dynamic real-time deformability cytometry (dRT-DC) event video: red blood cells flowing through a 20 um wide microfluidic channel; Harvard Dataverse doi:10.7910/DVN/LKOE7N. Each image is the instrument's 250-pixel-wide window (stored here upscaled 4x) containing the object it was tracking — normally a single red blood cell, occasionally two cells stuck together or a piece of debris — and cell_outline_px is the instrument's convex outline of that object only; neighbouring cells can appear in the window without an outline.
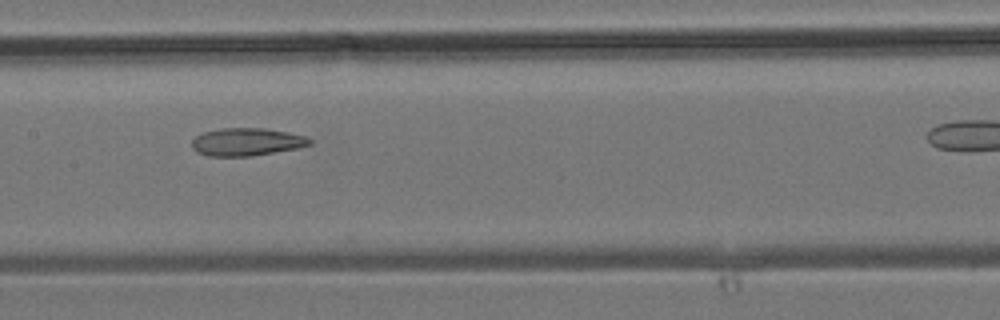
{"species": "common noctule bat (a hibernating species)", "species_latin": "Nyctalus noctula", "temperature_condition": "room temperature", "stored_images_in_passage": 7, "camera_frame_rate_fps": 3000, "um_per_image_px": 0.085, "animal": {"sex": "male", "body_mass_g": 19.2, "forearm_length_mm": 51.8}, "frame": {"image": 1, "passage_image": 6, "time_ms": 1.667, "image_size_px": [1000, 320], "cell_outline_px": [[312, 144], [296, 148], [252, 156], [208, 156], [196, 152], [192, 148], [192, 140], [196, 136], [204, 132], [224, 128], [264, 128], [288, 132], [304, 136], [312, 140]], "centroid_in_image_um": [20.95, 12.06], "position_along_channel_um": 186.5, "area_um2": 18.96}}